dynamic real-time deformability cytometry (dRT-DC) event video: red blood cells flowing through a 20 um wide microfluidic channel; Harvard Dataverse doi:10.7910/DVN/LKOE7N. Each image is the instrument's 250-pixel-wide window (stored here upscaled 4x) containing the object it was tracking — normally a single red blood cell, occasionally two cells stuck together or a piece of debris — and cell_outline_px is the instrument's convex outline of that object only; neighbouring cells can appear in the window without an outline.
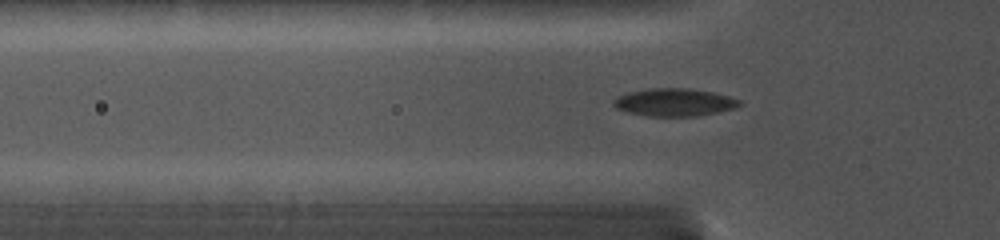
{"species": "common noctule bat (a hibernating species)", "species_latin": "Nyctalus noctula", "temperature_condition": "cold", "stored_images_in_passage": 8, "camera_frame_rate_fps": 5000, "um_per_image_px": 0.085, "animal": {"sex": "female", "body_mass_g": 19.0, "forearm_length_mm": 56.7}, "frame": {"image": 1, "passage_image": 2, "time_ms": 0.2, "image_size_px": [1000, 240], "cell_outline_px": [[740, 104], [736, 108], [696, 116], [648, 116], [628, 112], [616, 108], [612, 104], [612, 100], [616, 96], [628, 92], [648, 88], [688, 88], [712, 92], [728, 96], [740, 100]], "centroid_in_image_um": [57.26, 8.69], "position_along_channel_um": 68.5, "area_um2": 20.35}}
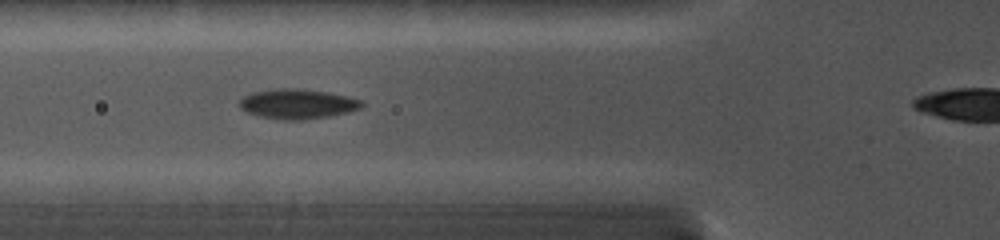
{"frame": {"image": 2, "passage_image": 7, "time_ms": 1.0, "image_size_px": [1000, 240], "cell_outline_px": [[364, 108], [348, 112], [328, 116], [300, 120], [284, 120], [260, 116], [248, 112], [240, 108], [240, 100], [244, 96], [252, 92], [276, 88], [300, 88], [328, 92], [348, 96], [364, 100]], "centroid_in_image_um": [25.34, 8.82], "position_along_channel_um": 100.5, "area_um2": 21.39}}